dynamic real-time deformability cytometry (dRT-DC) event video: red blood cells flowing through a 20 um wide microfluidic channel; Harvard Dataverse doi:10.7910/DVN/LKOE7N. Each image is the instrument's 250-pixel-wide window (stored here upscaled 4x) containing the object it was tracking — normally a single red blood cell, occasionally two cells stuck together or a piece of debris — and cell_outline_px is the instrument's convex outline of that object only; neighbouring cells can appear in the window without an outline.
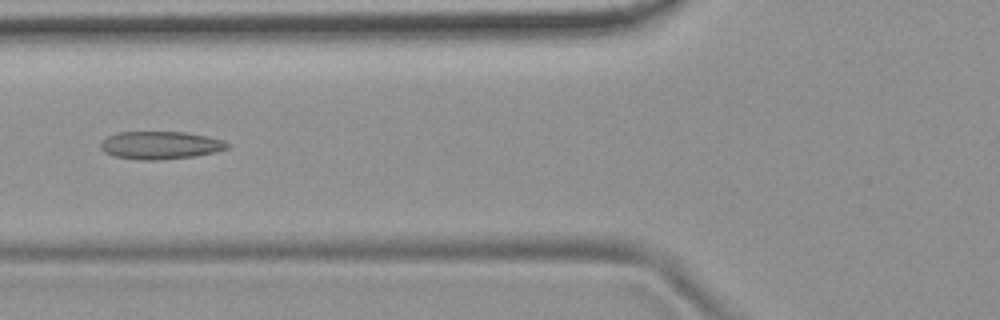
{"species": "common noctule bat (a hibernating species)", "species_latin": "Nyctalus noctula", "temperature_condition": "room temperature", "stored_images_in_passage": 13, "camera_frame_rate_fps": 3000, "um_per_image_px": 0.085, "animal": {"sex": "female", "body_mass_g": 19.9}, "frame": {"image": 1, "passage_image": 8, "time_ms": 2.333, "image_size_px": [1000, 320], "cell_outline_px": [[228, 148], [216, 152], [196, 156], [160, 160], [140, 160], [112, 156], [104, 152], [100, 148], [100, 144], [108, 136], [120, 132], [184, 132], [224, 140], [228, 144]], "centroid_in_image_um": [13.62, 12.36], "position_along_channel_um": 112.2, "area_um2": 20.52}}
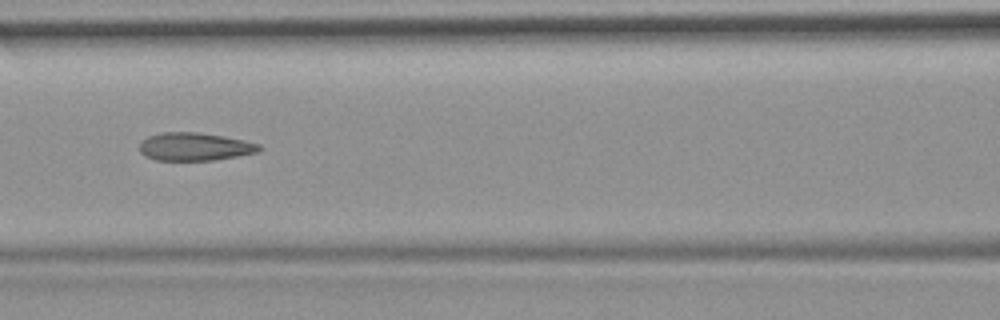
{"frame": {"image": 2, "passage_image": 11, "time_ms": 3.333, "image_size_px": [1000, 320], "cell_outline_px": [[264, 148], [256, 152], [236, 156], [212, 160], [156, 160], [144, 156], [140, 152], [140, 140], [148, 136], [160, 132], [200, 132], [224, 136], [244, 140], [260, 144]], "centroid_in_image_um": [16.52, 12.45], "position_along_channel_um": 150.1, "area_um2": 19.65}}